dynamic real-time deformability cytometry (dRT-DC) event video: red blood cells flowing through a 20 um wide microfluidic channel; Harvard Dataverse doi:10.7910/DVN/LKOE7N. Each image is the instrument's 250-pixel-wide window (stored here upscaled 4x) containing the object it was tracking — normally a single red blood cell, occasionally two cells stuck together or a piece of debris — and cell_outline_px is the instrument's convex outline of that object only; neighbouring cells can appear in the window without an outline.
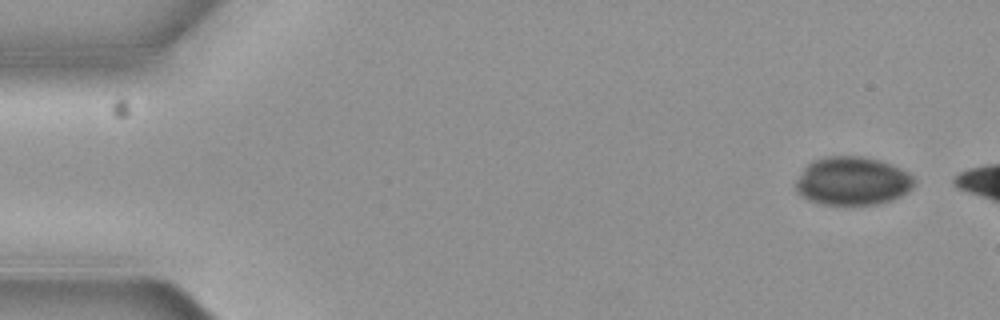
{"species": "common noctule bat (a hibernating species)", "species_latin": "Nyctalus noctula", "temperature_condition": "cold", "stored_images_in_passage": 4, "camera_frame_rate_fps": 3000, "um_per_image_px": 0.085, "animal": {"sex": "female", "body_mass_g": 19.3, "forearm_length_mm": 54.1}, "frame": {"image": 1, "passage_image": 1, "time_ms": 0.0, "image_size_px": [1000, 320], "cell_outline_px": [[916, 180], [912, 188], [900, 196], [892, 200], [880, 204], [820, 204], [808, 200], [800, 196], [796, 192], [796, 180], [804, 168], [812, 160], [828, 156], [860, 156], [880, 160], [892, 164], [908, 172]], "centroid_in_image_um": [72.45, 15.38], "position_along_channel_um": 12.5, "area_um2": 33.58}}